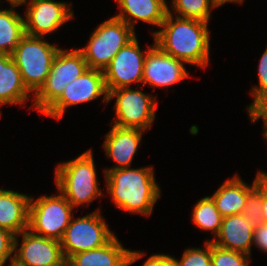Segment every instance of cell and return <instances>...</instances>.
I'll use <instances>...</instances> for the list:
<instances>
[{
  "instance_id": "cell-1",
  "label": "cell",
  "mask_w": 267,
  "mask_h": 266,
  "mask_svg": "<svg viewBox=\"0 0 267 266\" xmlns=\"http://www.w3.org/2000/svg\"><path fill=\"white\" fill-rule=\"evenodd\" d=\"M175 21V22H174ZM160 31H154L155 44L166 54L185 64L205 68L209 63L208 22L180 18L168 10ZM163 28V29H162Z\"/></svg>"
},
{
  "instance_id": "cell-2",
  "label": "cell",
  "mask_w": 267,
  "mask_h": 266,
  "mask_svg": "<svg viewBox=\"0 0 267 266\" xmlns=\"http://www.w3.org/2000/svg\"><path fill=\"white\" fill-rule=\"evenodd\" d=\"M107 190L116 207L131 213L150 216L160 197L152 167L104 171Z\"/></svg>"
},
{
  "instance_id": "cell-3",
  "label": "cell",
  "mask_w": 267,
  "mask_h": 266,
  "mask_svg": "<svg viewBox=\"0 0 267 266\" xmlns=\"http://www.w3.org/2000/svg\"><path fill=\"white\" fill-rule=\"evenodd\" d=\"M93 153L85 151L74 160L59 163L56 167L55 182L61 193L73 207L86 203L102 195L99 190Z\"/></svg>"
},
{
  "instance_id": "cell-4",
  "label": "cell",
  "mask_w": 267,
  "mask_h": 266,
  "mask_svg": "<svg viewBox=\"0 0 267 266\" xmlns=\"http://www.w3.org/2000/svg\"><path fill=\"white\" fill-rule=\"evenodd\" d=\"M59 50L43 40V37L25 35L12 52V59L21 73L22 81L32 94L35 95L44 85Z\"/></svg>"
},
{
  "instance_id": "cell-5",
  "label": "cell",
  "mask_w": 267,
  "mask_h": 266,
  "mask_svg": "<svg viewBox=\"0 0 267 266\" xmlns=\"http://www.w3.org/2000/svg\"><path fill=\"white\" fill-rule=\"evenodd\" d=\"M135 37V31L114 16L100 24L79 51L88 68L104 71L120 49Z\"/></svg>"
},
{
  "instance_id": "cell-6",
  "label": "cell",
  "mask_w": 267,
  "mask_h": 266,
  "mask_svg": "<svg viewBox=\"0 0 267 266\" xmlns=\"http://www.w3.org/2000/svg\"><path fill=\"white\" fill-rule=\"evenodd\" d=\"M86 69L87 63L79 49H60L53 59L44 85L33 95V108L44 113L61 96L64 88Z\"/></svg>"
},
{
  "instance_id": "cell-7",
  "label": "cell",
  "mask_w": 267,
  "mask_h": 266,
  "mask_svg": "<svg viewBox=\"0 0 267 266\" xmlns=\"http://www.w3.org/2000/svg\"><path fill=\"white\" fill-rule=\"evenodd\" d=\"M73 206L60 193L57 196L30 198L28 230L34 234L61 241L72 220Z\"/></svg>"
},
{
  "instance_id": "cell-8",
  "label": "cell",
  "mask_w": 267,
  "mask_h": 266,
  "mask_svg": "<svg viewBox=\"0 0 267 266\" xmlns=\"http://www.w3.org/2000/svg\"><path fill=\"white\" fill-rule=\"evenodd\" d=\"M115 235L96 210L69 223L61 239V249L65 260L72 255L97 249L108 243Z\"/></svg>"
},
{
  "instance_id": "cell-9",
  "label": "cell",
  "mask_w": 267,
  "mask_h": 266,
  "mask_svg": "<svg viewBox=\"0 0 267 266\" xmlns=\"http://www.w3.org/2000/svg\"><path fill=\"white\" fill-rule=\"evenodd\" d=\"M116 97L115 123L121 128H137L147 131L155 119L156 100L142 91L122 87L108 92V101Z\"/></svg>"
},
{
  "instance_id": "cell-10",
  "label": "cell",
  "mask_w": 267,
  "mask_h": 266,
  "mask_svg": "<svg viewBox=\"0 0 267 266\" xmlns=\"http://www.w3.org/2000/svg\"><path fill=\"white\" fill-rule=\"evenodd\" d=\"M101 95H104L103 101L108 103L104 72L88 68L64 88L61 96L43 114L58 120L67 107L90 102Z\"/></svg>"
},
{
  "instance_id": "cell-11",
  "label": "cell",
  "mask_w": 267,
  "mask_h": 266,
  "mask_svg": "<svg viewBox=\"0 0 267 266\" xmlns=\"http://www.w3.org/2000/svg\"><path fill=\"white\" fill-rule=\"evenodd\" d=\"M147 52L140 50L136 37L122 47L103 71L107 91L142 82Z\"/></svg>"
},
{
  "instance_id": "cell-12",
  "label": "cell",
  "mask_w": 267,
  "mask_h": 266,
  "mask_svg": "<svg viewBox=\"0 0 267 266\" xmlns=\"http://www.w3.org/2000/svg\"><path fill=\"white\" fill-rule=\"evenodd\" d=\"M19 235L22 244L18 249V236H15L12 266H59L65 261L61 242L42 237L26 229ZM17 248V249H16Z\"/></svg>"
},
{
  "instance_id": "cell-13",
  "label": "cell",
  "mask_w": 267,
  "mask_h": 266,
  "mask_svg": "<svg viewBox=\"0 0 267 266\" xmlns=\"http://www.w3.org/2000/svg\"><path fill=\"white\" fill-rule=\"evenodd\" d=\"M66 2L54 0H30L26 8L25 33L29 36L43 37L56 31L73 18L74 13Z\"/></svg>"
},
{
  "instance_id": "cell-14",
  "label": "cell",
  "mask_w": 267,
  "mask_h": 266,
  "mask_svg": "<svg viewBox=\"0 0 267 266\" xmlns=\"http://www.w3.org/2000/svg\"><path fill=\"white\" fill-rule=\"evenodd\" d=\"M185 62L164 53L154 42L150 46L144 61L143 85L149 84L153 88L168 87L189 76Z\"/></svg>"
},
{
  "instance_id": "cell-15",
  "label": "cell",
  "mask_w": 267,
  "mask_h": 266,
  "mask_svg": "<svg viewBox=\"0 0 267 266\" xmlns=\"http://www.w3.org/2000/svg\"><path fill=\"white\" fill-rule=\"evenodd\" d=\"M144 256L143 252L131 251L114 236L104 246L72 255V266H130Z\"/></svg>"
},
{
  "instance_id": "cell-16",
  "label": "cell",
  "mask_w": 267,
  "mask_h": 266,
  "mask_svg": "<svg viewBox=\"0 0 267 266\" xmlns=\"http://www.w3.org/2000/svg\"><path fill=\"white\" fill-rule=\"evenodd\" d=\"M144 130L121 128L113 125L106 135L103 147L106 156L115 161L116 166L105 171L129 168L139 147Z\"/></svg>"
},
{
  "instance_id": "cell-17",
  "label": "cell",
  "mask_w": 267,
  "mask_h": 266,
  "mask_svg": "<svg viewBox=\"0 0 267 266\" xmlns=\"http://www.w3.org/2000/svg\"><path fill=\"white\" fill-rule=\"evenodd\" d=\"M254 226L243 214L231 215L222 218L217 239L211 240L216 246L232 251H238L251 256Z\"/></svg>"
},
{
  "instance_id": "cell-18",
  "label": "cell",
  "mask_w": 267,
  "mask_h": 266,
  "mask_svg": "<svg viewBox=\"0 0 267 266\" xmlns=\"http://www.w3.org/2000/svg\"><path fill=\"white\" fill-rule=\"evenodd\" d=\"M263 177L264 175L259 171L251 187L245 184L238 174L232 179H227L211 196L221 216L243 214L248 195Z\"/></svg>"
},
{
  "instance_id": "cell-19",
  "label": "cell",
  "mask_w": 267,
  "mask_h": 266,
  "mask_svg": "<svg viewBox=\"0 0 267 266\" xmlns=\"http://www.w3.org/2000/svg\"><path fill=\"white\" fill-rule=\"evenodd\" d=\"M30 196L0 188V227L15 235L28 229Z\"/></svg>"
},
{
  "instance_id": "cell-20",
  "label": "cell",
  "mask_w": 267,
  "mask_h": 266,
  "mask_svg": "<svg viewBox=\"0 0 267 266\" xmlns=\"http://www.w3.org/2000/svg\"><path fill=\"white\" fill-rule=\"evenodd\" d=\"M121 11L115 17L134 30L136 20L161 26L169 7L166 0H116Z\"/></svg>"
},
{
  "instance_id": "cell-21",
  "label": "cell",
  "mask_w": 267,
  "mask_h": 266,
  "mask_svg": "<svg viewBox=\"0 0 267 266\" xmlns=\"http://www.w3.org/2000/svg\"><path fill=\"white\" fill-rule=\"evenodd\" d=\"M21 73L10 54H0V106L22 104L29 98Z\"/></svg>"
},
{
  "instance_id": "cell-22",
  "label": "cell",
  "mask_w": 267,
  "mask_h": 266,
  "mask_svg": "<svg viewBox=\"0 0 267 266\" xmlns=\"http://www.w3.org/2000/svg\"><path fill=\"white\" fill-rule=\"evenodd\" d=\"M19 3H11V9L0 10V54H12L26 35L25 21L13 8Z\"/></svg>"
},
{
  "instance_id": "cell-23",
  "label": "cell",
  "mask_w": 267,
  "mask_h": 266,
  "mask_svg": "<svg viewBox=\"0 0 267 266\" xmlns=\"http://www.w3.org/2000/svg\"><path fill=\"white\" fill-rule=\"evenodd\" d=\"M222 218L210 196L199 200L192 211L193 223L202 230H212L215 237L220 230Z\"/></svg>"
},
{
  "instance_id": "cell-24",
  "label": "cell",
  "mask_w": 267,
  "mask_h": 266,
  "mask_svg": "<svg viewBox=\"0 0 267 266\" xmlns=\"http://www.w3.org/2000/svg\"><path fill=\"white\" fill-rule=\"evenodd\" d=\"M172 6L177 17L204 22H208L210 19V8H215L210 0H172Z\"/></svg>"
},
{
  "instance_id": "cell-25",
  "label": "cell",
  "mask_w": 267,
  "mask_h": 266,
  "mask_svg": "<svg viewBox=\"0 0 267 266\" xmlns=\"http://www.w3.org/2000/svg\"><path fill=\"white\" fill-rule=\"evenodd\" d=\"M250 256L220 248L211 242V266H248Z\"/></svg>"
},
{
  "instance_id": "cell-26",
  "label": "cell",
  "mask_w": 267,
  "mask_h": 266,
  "mask_svg": "<svg viewBox=\"0 0 267 266\" xmlns=\"http://www.w3.org/2000/svg\"><path fill=\"white\" fill-rule=\"evenodd\" d=\"M258 78L259 85L254 86L251 91L254 101L247 107L249 116L267 101V48L262 54L258 65Z\"/></svg>"
},
{
  "instance_id": "cell-27",
  "label": "cell",
  "mask_w": 267,
  "mask_h": 266,
  "mask_svg": "<svg viewBox=\"0 0 267 266\" xmlns=\"http://www.w3.org/2000/svg\"><path fill=\"white\" fill-rule=\"evenodd\" d=\"M172 261L175 266H211V241H205V249H186L181 260Z\"/></svg>"
},
{
  "instance_id": "cell-28",
  "label": "cell",
  "mask_w": 267,
  "mask_h": 266,
  "mask_svg": "<svg viewBox=\"0 0 267 266\" xmlns=\"http://www.w3.org/2000/svg\"><path fill=\"white\" fill-rule=\"evenodd\" d=\"M243 215L253 226L263 223L261 180L257 183L255 189L248 195Z\"/></svg>"
},
{
  "instance_id": "cell-29",
  "label": "cell",
  "mask_w": 267,
  "mask_h": 266,
  "mask_svg": "<svg viewBox=\"0 0 267 266\" xmlns=\"http://www.w3.org/2000/svg\"><path fill=\"white\" fill-rule=\"evenodd\" d=\"M15 234L0 227V266H4L9 257L13 263Z\"/></svg>"
},
{
  "instance_id": "cell-30",
  "label": "cell",
  "mask_w": 267,
  "mask_h": 266,
  "mask_svg": "<svg viewBox=\"0 0 267 266\" xmlns=\"http://www.w3.org/2000/svg\"><path fill=\"white\" fill-rule=\"evenodd\" d=\"M253 244L267 253V224L261 223L254 226Z\"/></svg>"
},
{
  "instance_id": "cell-31",
  "label": "cell",
  "mask_w": 267,
  "mask_h": 266,
  "mask_svg": "<svg viewBox=\"0 0 267 266\" xmlns=\"http://www.w3.org/2000/svg\"><path fill=\"white\" fill-rule=\"evenodd\" d=\"M143 266H175L172 257L165 254H154L150 256Z\"/></svg>"
},
{
  "instance_id": "cell-32",
  "label": "cell",
  "mask_w": 267,
  "mask_h": 266,
  "mask_svg": "<svg viewBox=\"0 0 267 266\" xmlns=\"http://www.w3.org/2000/svg\"><path fill=\"white\" fill-rule=\"evenodd\" d=\"M261 200H262V213L263 223L267 224V177L261 179Z\"/></svg>"
},
{
  "instance_id": "cell-33",
  "label": "cell",
  "mask_w": 267,
  "mask_h": 266,
  "mask_svg": "<svg viewBox=\"0 0 267 266\" xmlns=\"http://www.w3.org/2000/svg\"><path fill=\"white\" fill-rule=\"evenodd\" d=\"M263 118L264 128L267 129V103L262 104L251 116V121L256 122Z\"/></svg>"
},
{
  "instance_id": "cell-34",
  "label": "cell",
  "mask_w": 267,
  "mask_h": 266,
  "mask_svg": "<svg viewBox=\"0 0 267 266\" xmlns=\"http://www.w3.org/2000/svg\"><path fill=\"white\" fill-rule=\"evenodd\" d=\"M244 0H210L211 4L214 6V7H219L221 5H224L226 2H235V3H241L243 2Z\"/></svg>"
},
{
  "instance_id": "cell-35",
  "label": "cell",
  "mask_w": 267,
  "mask_h": 266,
  "mask_svg": "<svg viewBox=\"0 0 267 266\" xmlns=\"http://www.w3.org/2000/svg\"><path fill=\"white\" fill-rule=\"evenodd\" d=\"M10 4L11 3H19V4H26L27 0H7Z\"/></svg>"
},
{
  "instance_id": "cell-36",
  "label": "cell",
  "mask_w": 267,
  "mask_h": 266,
  "mask_svg": "<svg viewBox=\"0 0 267 266\" xmlns=\"http://www.w3.org/2000/svg\"><path fill=\"white\" fill-rule=\"evenodd\" d=\"M59 266H72L68 260L62 262Z\"/></svg>"
},
{
  "instance_id": "cell-37",
  "label": "cell",
  "mask_w": 267,
  "mask_h": 266,
  "mask_svg": "<svg viewBox=\"0 0 267 266\" xmlns=\"http://www.w3.org/2000/svg\"><path fill=\"white\" fill-rule=\"evenodd\" d=\"M265 139L267 140V129L263 132Z\"/></svg>"
},
{
  "instance_id": "cell-38",
  "label": "cell",
  "mask_w": 267,
  "mask_h": 266,
  "mask_svg": "<svg viewBox=\"0 0 267 266\" xmlns=\"http://www.w3.org/2000/svg\"><path fill=\"white\" fill-rule=\"evenodd\" d=\"M262 174H263L264 176H266V177H267V173H264V172L262 171Z\"/></svg>"
}]
</instances>
